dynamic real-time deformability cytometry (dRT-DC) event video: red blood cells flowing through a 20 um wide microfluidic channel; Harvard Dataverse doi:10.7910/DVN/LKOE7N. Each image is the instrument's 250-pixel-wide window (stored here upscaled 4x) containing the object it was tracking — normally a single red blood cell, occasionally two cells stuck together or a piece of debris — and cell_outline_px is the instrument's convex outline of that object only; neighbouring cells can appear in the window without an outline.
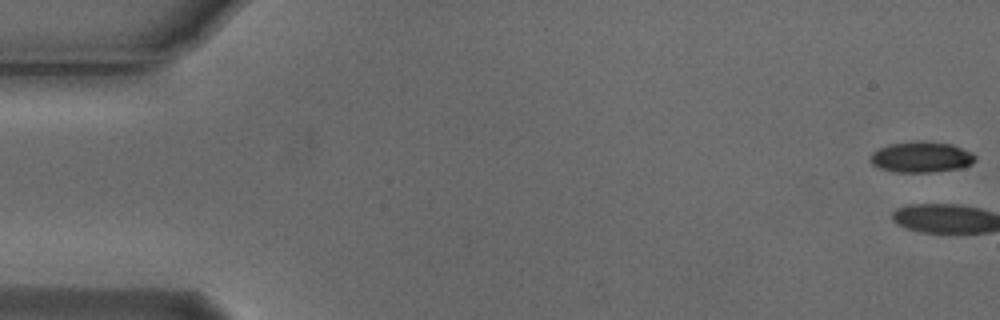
{"species": "Egyptian fruit bat (a non-hibernating species)", "species_latin": "Rousettus aegyptiacus", "temperature_condition": "cold", "stored_images_in_passage": 6, "camera_frame_rate_fps": 3000, "um_per_image_px": 0.085, "animal": {"sex": "male"}, "frame": {"image": 1, "passage_image": 1, "time_ms": 0.0, "image_size_px": [1000, 320], "cell_outline_px": [[976, 160], [972, 164], [960, 168], [932, 172], [892, 172], [880, 168], [872, 164], [868, 160], [868, 156], [872, 152], [888, 144], [912, 140], [924, 140], [952, 144], [972, 152], [976, 156]], "centroid_in_image_um": [78.28, 13.33], "position_along_channel_um": 6.7, "area_um2": 19.31}}